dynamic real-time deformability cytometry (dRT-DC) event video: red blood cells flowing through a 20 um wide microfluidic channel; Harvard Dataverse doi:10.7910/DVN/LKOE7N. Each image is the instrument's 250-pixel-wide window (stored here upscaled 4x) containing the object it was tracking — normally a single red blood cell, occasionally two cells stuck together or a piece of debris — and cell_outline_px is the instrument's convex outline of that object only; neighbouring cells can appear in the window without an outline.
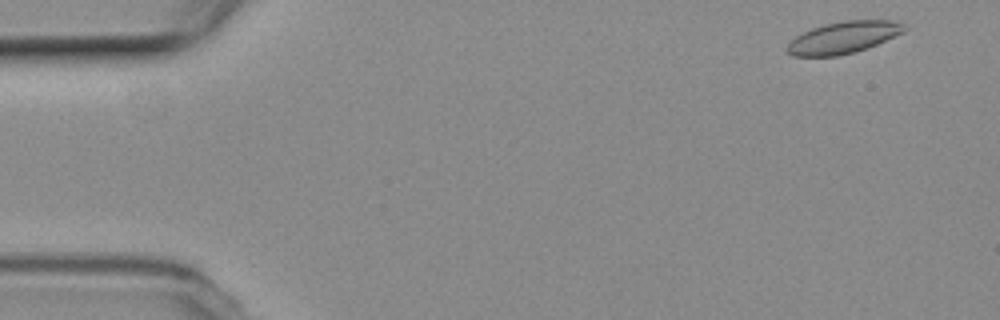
{"species": "common noctule bat (a hibernating species)", "species_latin": "Nyctalus noctula", "temperature_condition": "room temperature", "stored_images_in_passage": 52, "camera_frame_rate_fps": 3000, "um_per_image_px": 0.085, "animal": {"sex": "female", "body_mass_g": 19.3, "forearm_length_mm": 54.1}, "frame": {"image": 1, "passage_image": 1, "time_ms": 0.0, "image_size_px": [1000, 320], "cell_outline_px": [[908, 28], [904, 32], [876, 44], [852, 52], [836, 56], [792, 56], [784, 48], [796, 36], [812, 28], [824, 24], [844, 20], [892, 20], [904, 24]], "centroid_in_image_um": [71.68, 3.17], "position_along_channel_um": 13.3, "area_um2": 21.56}}
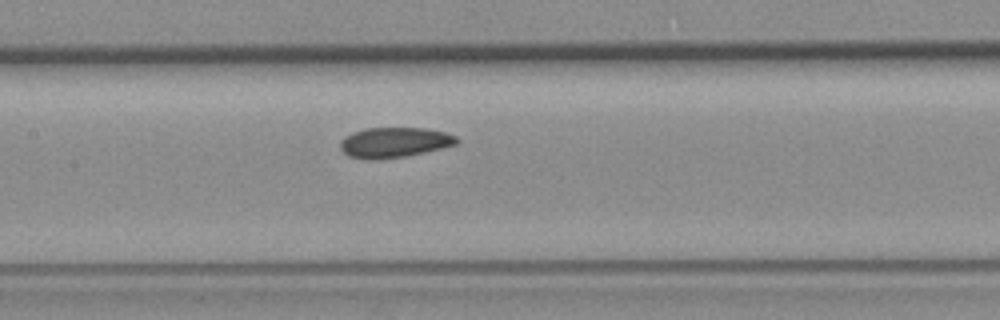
{"frame": {"image": 2, "passage_image": 23, "time_ms": 7.333, "image_size_px": [1000, 320], "cell_outline_px": [[460, 140], [456, 144], [424, 152], [404, 156], [372, 160], [348, 156], [340, 148], [340, 140], [344, 136], [352, 132], [364, 128], [424, 128], [444, 132], [456, 136]], "centroid_in_image_um": [33.48, 12.09], "position_along_channel_um": 173.9, "area_um2": 20.4}}
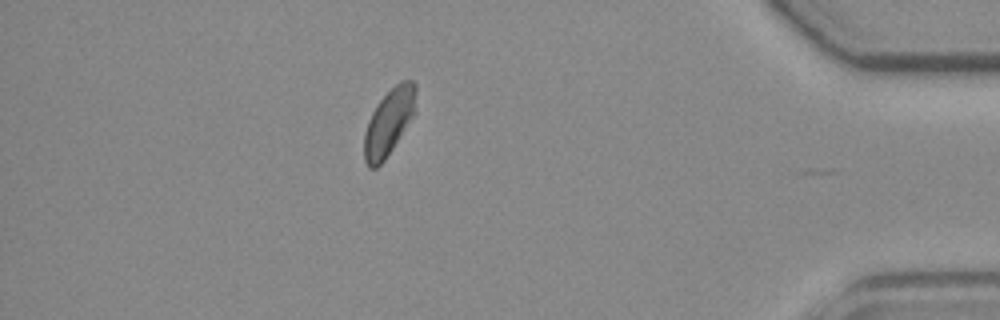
{"frame": {"image": 3, "passage_image": 45, "time_ms": 14.667, "image_size_px": [1000, 320], "cell_outline_px": [[416, 112], [384, 160], [376, 168], [368, 168], [364, 160], [364, 132], [368, 120], [376, 104], [400, 80], [412, 80], [416, 84]], "centroid_in_image_um": [33.06, 10.36], "position_along_channel_um": 402.1, "area_um2": 20.0}, "authors_computed_cell_mechanics": {"area_um2": 20.5479, "velocity_mm_per_s": 3.7595, "shape_relaxation_time_tau1_ms": null, "shape_relaxation_time_tau2_ms": 2.1279, "deformation_change_tau1": null, "deformation_change_tau2": 0.0718}}